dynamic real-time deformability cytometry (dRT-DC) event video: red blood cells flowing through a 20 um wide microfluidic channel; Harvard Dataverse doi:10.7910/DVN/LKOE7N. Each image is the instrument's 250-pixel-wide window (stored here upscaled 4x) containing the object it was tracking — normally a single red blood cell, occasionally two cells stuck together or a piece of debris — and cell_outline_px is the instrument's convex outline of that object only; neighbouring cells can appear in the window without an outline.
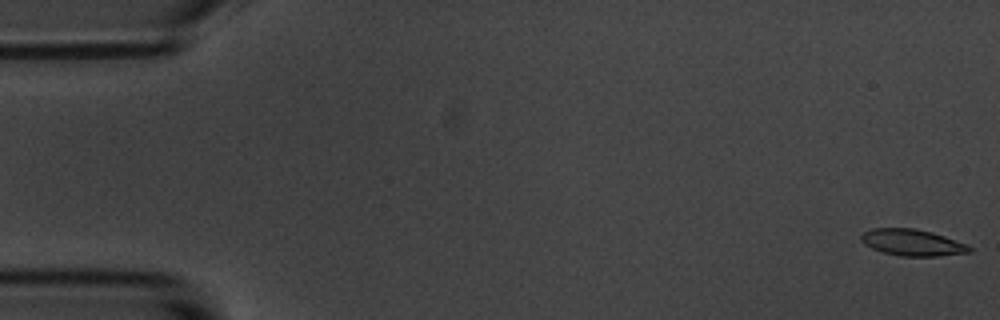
{"species": "common noctule bat (a hibernating species)", "species_latin": "Nyctalus noctula", "temperature_condition": "room temperature", "stored_images_in_passage": 8, "camera_frame_rate_fps": 3000, "um_per_image_px": 0.085, "animal": {"sex": "male", "body_mass_g": 20.1, "forearm_length_mm": 53.5}, "frame": {"image": 1, "passage_image": 1, "time_ms": 0.0, "image_size_px": [1000, 320], "cell_outline_px": [[972, 252], [936, 256], [900, 256], [884, 252], [872, 248], [864, 244], [860, 240], [860, 236], [864, 232], [872, 228], [916, 228], [932, 232], [968, 244], [972, 248]], "centroid_in_image_um": [77.56, 20.61], "position_along_channel_um": 7.4, "area_um2": 16.76}}
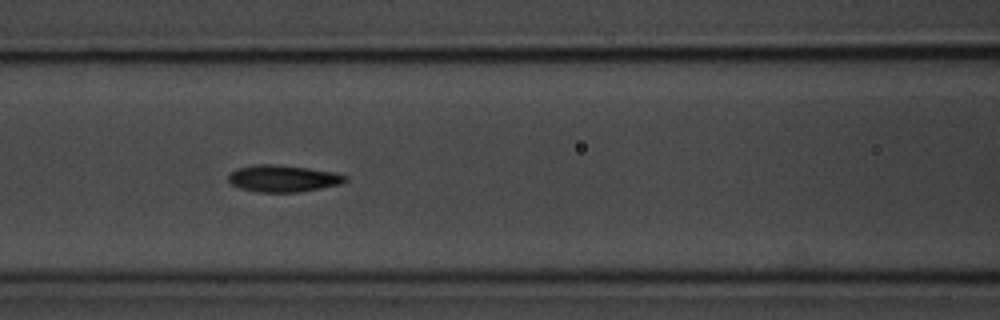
{"frame": {"image": 2, "passage_image": 7, "time_ms": 7.667, "image_size_px": [1000, 320], "cell_outline_px": [[348, 180], [340, 184], [300, 192], [256, 192], [240, 188], [232, 184], [228, 180], [228, 176], [232, 172], [240, 168], [256, 164], [276, 164], [308, 168], [336, 172], [348, 176]], "centroid_in_image_um": [24.1, 15.17], "position_along_channel_um": 142.5, "area_um2": 18.26}}
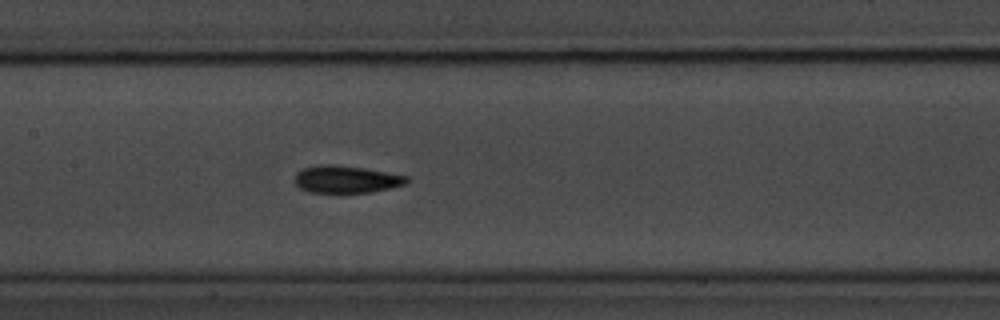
{"frame": {"image": 3, "passage_image": 8, "time_ms": 8.667, "image_size_px": [1000, 320], "cell_outline_px": [[408, 184], [372, 192], [340, 196], [308, 192], [300, 188], [296, 184], [296, 172], [304, 168], [324, 164], [332, 164], [364, 168], [408, 176]], "centroid_in_image_um": [29.43, 15.3], "position_along_channel_um": 178.0, "area_um2": 18.61}}